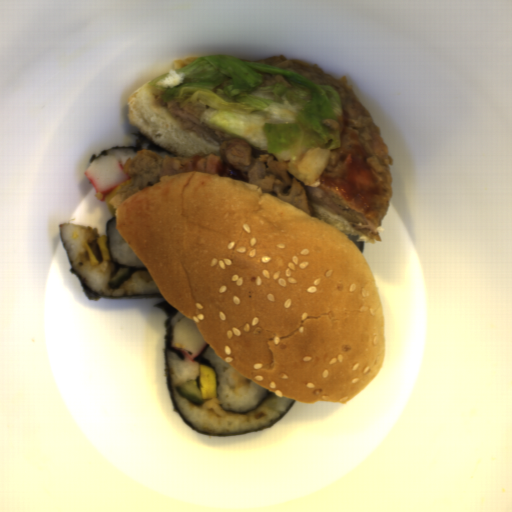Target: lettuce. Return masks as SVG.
Instances as JSON below:
<instances>
[{"label": "lettuce", "instance_id": "9fb2a089", "mask_svg": "<svg viewBox=\"0 0 512 512\" xmlns=\"http://www.w3.org/2000/svg\"><path fill=\"white\" fill-rule=\"evenodd\" d=\"M175 71L185 73L175 88L157 83L168 73L147 82L163 91V102L209 106L199 124L274 155L303 184L319 187L332 149L342 143L344 106L336 88L224 53L202 55Z\"/></svg>", "mask_w": 512, "mask_h": 512}]
</instances>
